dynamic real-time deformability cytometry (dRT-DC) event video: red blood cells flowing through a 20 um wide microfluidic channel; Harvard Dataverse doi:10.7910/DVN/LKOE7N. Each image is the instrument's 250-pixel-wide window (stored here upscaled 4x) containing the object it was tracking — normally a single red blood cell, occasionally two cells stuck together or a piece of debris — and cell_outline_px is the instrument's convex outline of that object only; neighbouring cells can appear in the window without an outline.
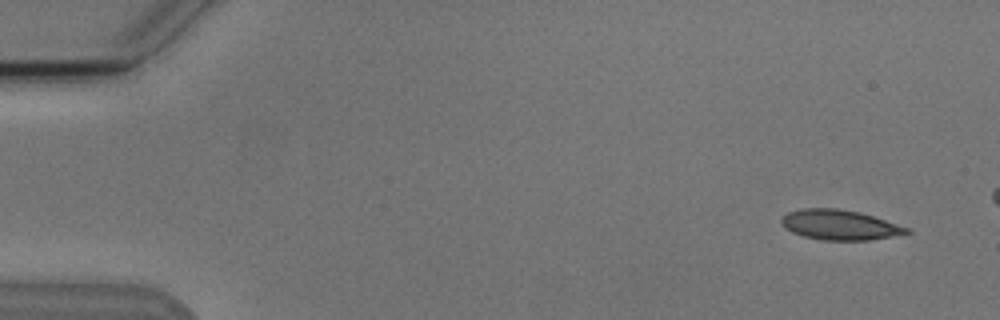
{"species": "Egyptian fruit bat (a non-hibernating species)", "species_latin": "Rousettus aegyptiacus", "temperature_condition": "cold", "stored_images_in_passage": 9, "camera_frame_rate_fps": 3000, "um_per_image_px": 0.085, "animal": {"sex": "male"}, "frame": {"image": 1, "passage_image": 2, "time_ms": 1.0, "image_size_px": [1000, 320], "cell_outline_px": [[912, 232], [868, 240], [824, 240], [804, 236], [792, 232], [784, 228], [780, 220], [788, 212], [804, 208], [836, 208], [860, 212], [908, 228]], "centroid_in_image_um": [71.32, 19.11], "position_along_channel_um": 13.7, "area_um2": 21.56}}
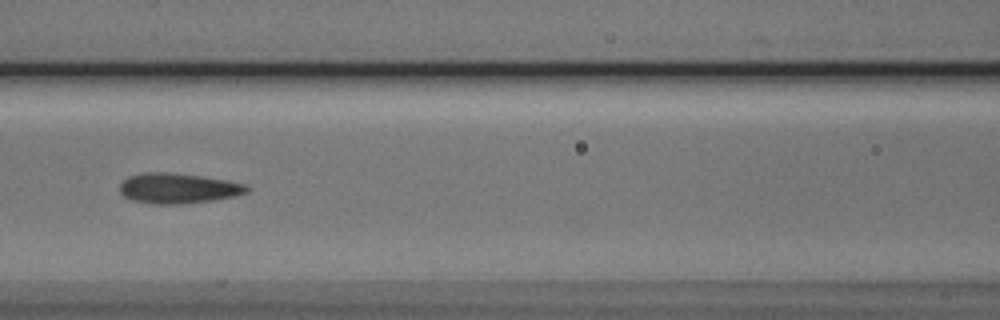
{"frame": {"image": 2, "passage_image": 8, "time_ms": 8.0, "image_size_px": [1000, 320], "cell_outline_px": [[248, 192], [236, 196], [212, 200], [180, 204], [152, 204], [132, 200], [124, 196], [120, 192], [120, 184], [128, 176], [144, 172], [168, 172], [204, 176], [228, 180], [244, 184], [248, 188]], "centroid_in_image_um": [15.13, 16.0], "position_along_channel_um": 151.5, "area_um2": 22.48}}
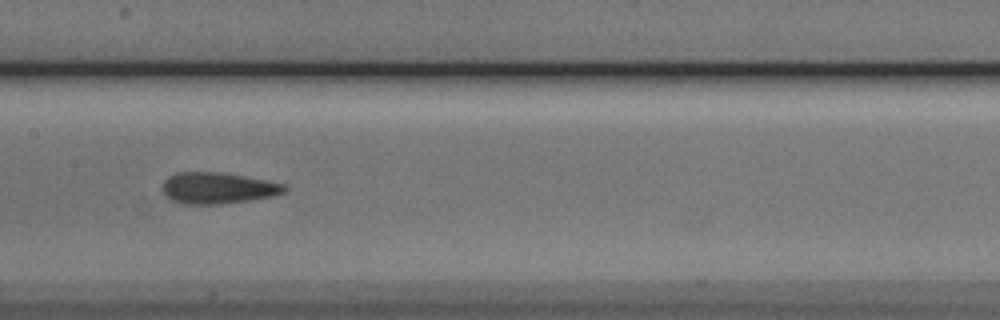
{"frame": {"image": 3, "passage_image": 9, "time_ms": 9.0, "image_size_px": [1000, 320], "cell_outline_px": [[288, 188], [284, 192], [272, 196], [248, 200], [220, 204], [188, 204], [172, 200], [164, 192], [164, 180], [168, 176], [176, 172], [216, 172], [264, 180], [284, 184]], "centroid_in_image_um": [18.5, 15.98], "position_along_channel_um": 188.9, "area_um2": 21.73}}